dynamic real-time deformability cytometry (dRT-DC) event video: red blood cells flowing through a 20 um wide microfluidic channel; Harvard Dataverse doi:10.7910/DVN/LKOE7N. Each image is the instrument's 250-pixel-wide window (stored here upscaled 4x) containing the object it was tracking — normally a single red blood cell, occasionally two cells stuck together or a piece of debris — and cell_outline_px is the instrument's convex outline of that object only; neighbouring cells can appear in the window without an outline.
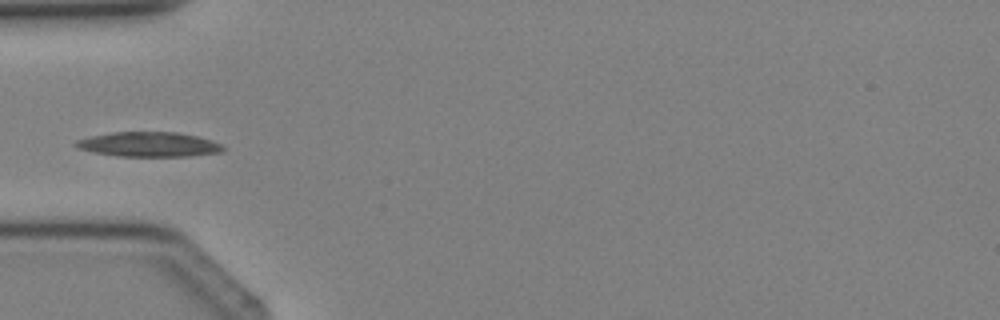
{"species": "Egyptian fruit bat (a non-hibernating species)", "species_latin": "Rousettus aegyptiacus", "temperature_condition": "cold", "stored_images_in_passage": 1, "camera_frame_rate_fps": 3000, "um_per_image_px": 0.085, "animal": {"sex": "female"}, "frame": {"image": 1, "passage_image": 1, "time_ms": 0.0, "image_size_px": [1000, 320], "cell_outline_px": [[224, 152], [188, 156], [116, 156], [92, 152], [76, 148], [72, 144], [76, 140], [92, 136], [112, 132], [176, 132], [196, 136], [212, 140], [224, 144]], "centroid_in_image_um": [12.65, 12.28], "position_along_channel_um": 72.3, "area_um2": 21.39}}